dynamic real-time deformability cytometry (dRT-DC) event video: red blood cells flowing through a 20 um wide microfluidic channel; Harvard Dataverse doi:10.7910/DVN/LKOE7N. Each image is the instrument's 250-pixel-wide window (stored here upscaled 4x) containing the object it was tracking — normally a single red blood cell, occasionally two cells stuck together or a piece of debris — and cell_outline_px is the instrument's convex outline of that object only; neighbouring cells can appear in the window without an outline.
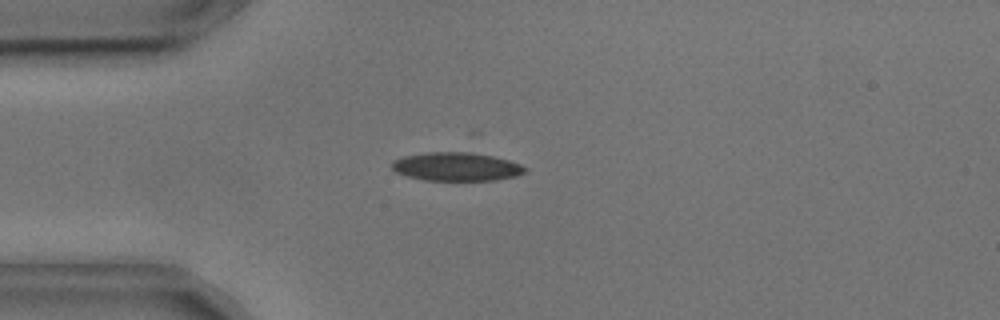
{"species": "common noctule bat (a hibernating species)", "species_latin": "Nyctalus noctula", "temperature_condition": "cold", "stored_images_in_passage": 54, "camera_frame_rate_fps": 3000, "um_per_image_px": 0.085, "animal": {"sex": "male", "body_mass_g": 17.9, "forearm_length_mm": 54.2}, "frame": {"image": 1, "passage_image": 12, "time_ms": 3.667, "image_size_px": [1000, 320], "cell_outline_px": [[528, 172], [516, 176], [492, 180], [424, 180], [408, 176], [396, 172], [392, 168], [392, 160], [404, 156], [428, 152], [472, 152], [492, 156], [508, 160], [520, 164], [528, 168]], "centroid_in_image_um": [38.81, 14.16], "position_along_channel_um": 46.2, "area_um2": 22.08}}
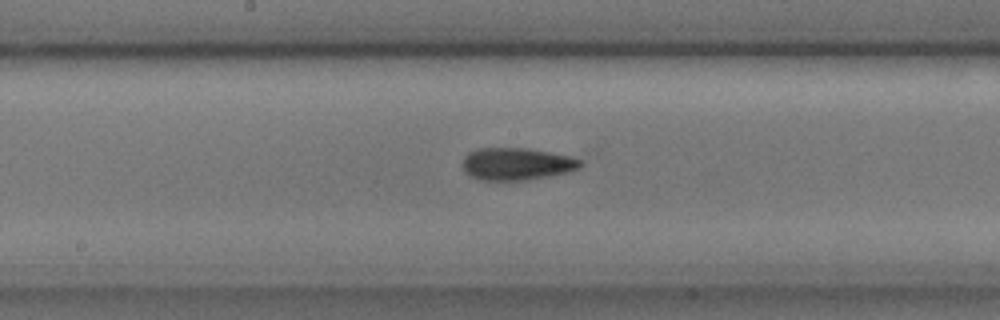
{"frame": {"image": 2, "passage_image": 26, "time_ms": 8.333, "image_size_px": [1000, 320], "cell_outline_px": [[584, 164], [568, 172], [548, 176], [524, 180], [480, 180], [468, 176], [464, 172], [464, 156], [468, 152], [476, 148], [528, 148], [568, 156], [584, 160]], "centroid_in_image_um": [43.89, 13.93], "position_along_channel_um": 204.3, "area_um2": 22.2}}
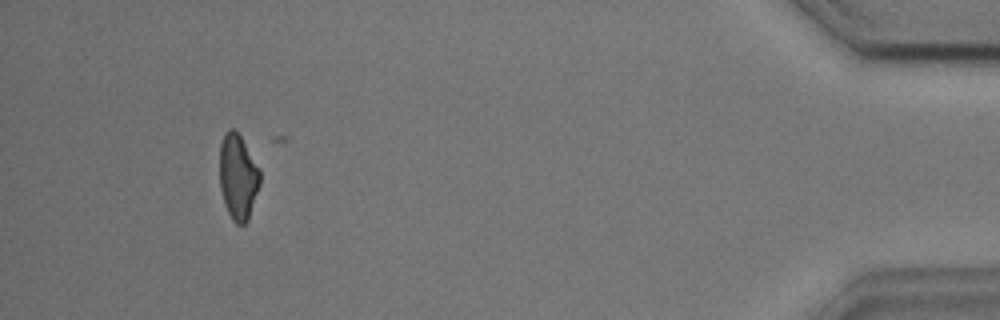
{"frame": {"image": 3, "passage_image": 49, "time_ms": 16.0, "image_size_px": [1000, 320], "cell_outline_px": [[260, 184], [248, 220], [244, 224], [236, 224], [232, 220], [224, 204], [220, 188], [220, 144], [224, 132], [228, 128], [236, 128], [260, 168]], "centroid_in_image_um": [20.23, 14.99], "position_along_channel_um": 415.0, "area_um2": 20.4}}